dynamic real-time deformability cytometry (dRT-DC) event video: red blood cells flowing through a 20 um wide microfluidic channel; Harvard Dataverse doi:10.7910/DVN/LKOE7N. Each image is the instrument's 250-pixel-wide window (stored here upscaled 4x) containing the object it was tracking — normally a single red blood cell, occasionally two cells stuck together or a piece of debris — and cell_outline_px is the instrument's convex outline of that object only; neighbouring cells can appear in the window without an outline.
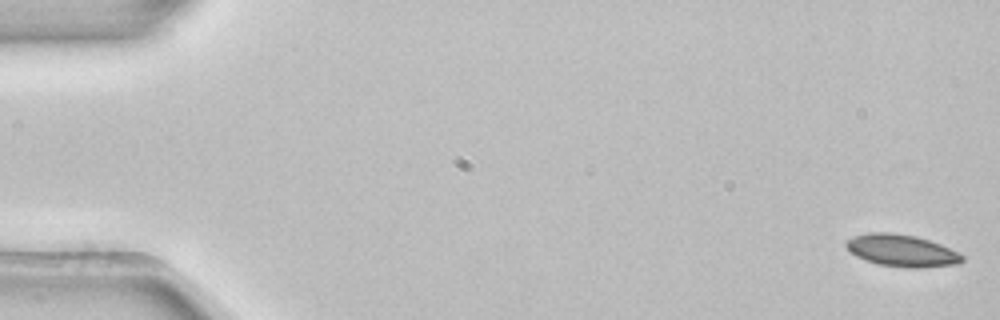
{"species": "common noctule bat (a hibernating species)", "species_latin": "Nyctalus noctula", "temperature_condition": "room temperature", "stored_images_in_passage": 4, "camera_frame_rate_fps": 3000, "um_per_image_px": 0.085, "animal": {"sex": "female", "body_mass_g": 22.7, "forearm_length_mm": 54.2}, "frame": {"image": 1, "passage_image": 1, "time_ms": 0.0, "image_size_px": [1000, 320], "cell_outline_px": [[964, 260], [956, 264], [920, 268], [908, 268], [880, 264], [856, 256], [844, 244], [852, 236], [868, 232], [892, 232], [916, 236], [940, 244], [964, 256]], "centroid_in_image_um": [76.64, 21.29], "position_along_channel_um": 8.4, "area_um2": 21.44}}
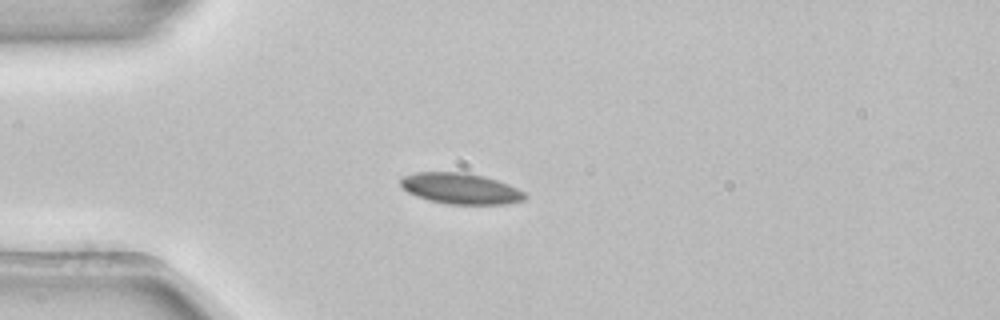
{"frame": {"image": 2, "passage_image": 4, "time_ms": 1.0, "image_size_px": [1000, 320], "cell_outline_px": [[528, 196], [524, 200], [504, 204], [448, 204], [428, 200], [416, 196], [408, 192], [400, 184], [400, 176], [416, 172], [464, 172], [484, 176], [508, 184], [524, 192]], "centroid_in_image_um": [39.12, 16.02], "position_along_channel_um": 45.9, "area_um2": 22.43}}